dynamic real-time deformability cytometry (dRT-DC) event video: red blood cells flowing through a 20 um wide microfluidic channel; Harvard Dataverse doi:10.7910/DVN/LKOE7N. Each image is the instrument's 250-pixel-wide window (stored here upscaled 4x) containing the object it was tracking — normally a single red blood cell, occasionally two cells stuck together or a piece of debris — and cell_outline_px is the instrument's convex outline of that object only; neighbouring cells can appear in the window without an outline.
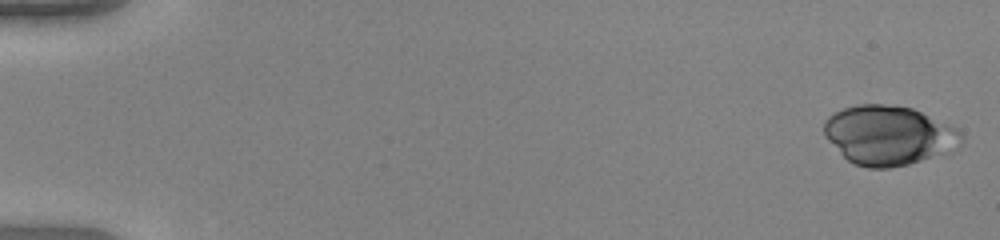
{"species": "human", "species_latin": "Homo sapiens", "temperature_condition": "warm", "stored_images_in_passage": 51, "camera_frame_rate_fps": 3000, "um_per_image_px": 0.085, "donor": {"sex": "female"}, "frame": {"image": 1, "passage_image": 1, "time_ms": 0.0, "image_size_px": [1000, 240], "cell_outline_px": [[964, 144], [952, 152], [908, 164], [888, 168], [868, 168], [856, 164], [848, 160], [824, 136], [824, 120], [828, 116], [844, 108], [860, 104], [896, 104], [912, 108], [948, 124], [964, 132]], "centroid_in_image_um": [75.6, 11.5], "position_along_channel_um": 9.4, "area_um2": 47.86}}
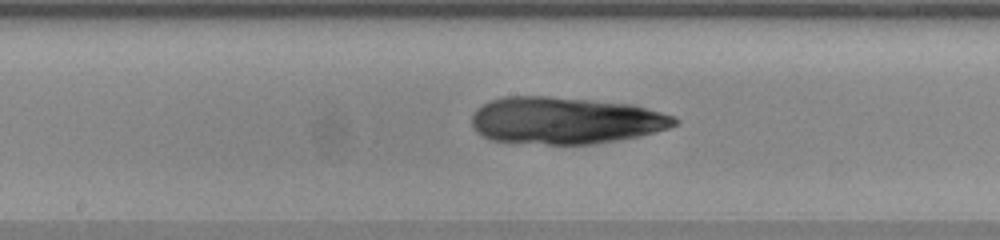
{"frame": {"image": 2, "passage_image": 28, "time_ms": 9.0, "image_size_px": [1000, 240], "cell_outline_px": [[680, 120], [676, 124], [668, 128], [656, 132], [640, 136], [620, 140], [596, 144], [548, 144], [488, 140], [476, 132], [472, 128], [472, 112], [476, 108], [488, 100], [504, 96], [548, 96], [592, 100], [628, 104], [676, 116]], "centroid_in_image_um": [48.0, 10.24], "position_along_channel_um": 200.2, "area_um2": 55.89}}
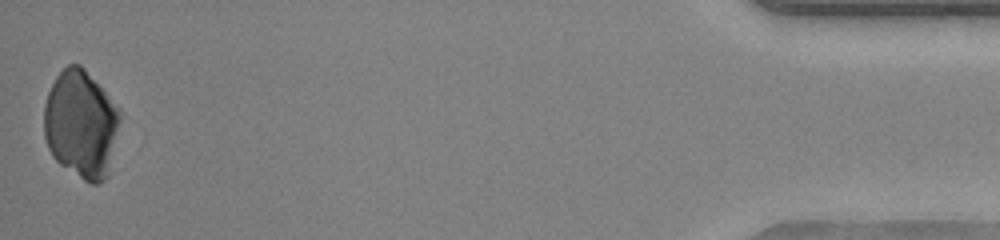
{"frame": {"image": 3, "passage_image": 51, "time_ms": 16.667, "image_size_px": [1000, 240], "cell_outline_px": [[120, 120], [108, 176], [104, 180], [96, 184], [92, 184], [84, 180], [60, 164], [52, 156], [48, 148], [44, 136], [44, 104], [48, 92], [56, 76], [68, 64], [80, 64], [84, 68], [120, 108]], "centroid_in_image_um": [6.88, 10.55], "position_along_channel_um": 428.3, "area_um2": 47.8}}